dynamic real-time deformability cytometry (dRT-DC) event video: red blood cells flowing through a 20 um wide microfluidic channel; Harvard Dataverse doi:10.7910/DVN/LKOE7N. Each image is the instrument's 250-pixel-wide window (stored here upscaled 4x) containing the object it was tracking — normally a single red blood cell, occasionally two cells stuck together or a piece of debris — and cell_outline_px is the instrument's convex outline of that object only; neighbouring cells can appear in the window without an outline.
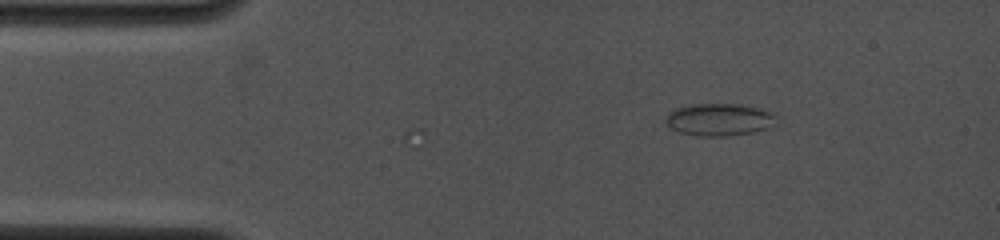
{"species": "common noctule bat (a hibernating species)", "species_latin": "Nyctalus noctula", "temperature_condition": "cold", "stored_images_in_passage": 10, "camera_frame_rate_fps": 4000, "um_per_image_px": 0.085, "animal": {"sex": "female", "body_mass_g": 19.0, "forearm_length_mm": 53.3}, "frame": {"image": 1, "passage_image": 10, "time_ms": 3.0, "image_size_px": [1000, 240], "cell_outline_px": [[776, 124], [752, 132], [724, 136], [696, 136], [680, 132], [672, 128], [664, 120], [668, 112], [676, 108], [692, 104], [744, 104], [776, 112]], "centroid_in_image_um": [61.16, 10.15], "position_along_channel_um": 23.8, "area_um2": 20.98}}